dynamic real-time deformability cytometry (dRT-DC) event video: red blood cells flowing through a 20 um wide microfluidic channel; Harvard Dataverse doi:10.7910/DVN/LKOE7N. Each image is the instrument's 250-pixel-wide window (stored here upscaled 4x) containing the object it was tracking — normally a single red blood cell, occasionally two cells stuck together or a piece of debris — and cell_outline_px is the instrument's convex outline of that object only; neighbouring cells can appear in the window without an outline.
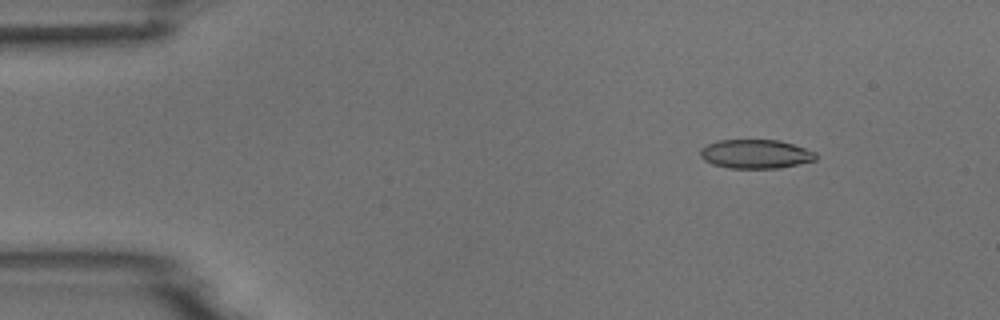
{"species": "common noctule bat (a hibernating species)", "species_latin": "Nyctalus noctula", "temperature_condition": "room temperature", "stored_images_in_passage": 47, "camera_frame_rate_fps": 3000, "um_per_image_px": 0.085, "animal": {"sex": "male", "body_mass_g": 18.8}, "frame": {"image": 1, "passage_image": 1, "time_ms": 0.0, "image_size_px": [1000, 320], "cell_outline_px": [[816, 160], [780, 168], [728, 168], [712, 164], [704, 160], [700, 156], [700, 148], [716, 140], [780, 140], [816, 152]], "centroid_in_image_um": [64.2, 13.09], "position_along_channel_um": 20.8, "area_um2": 19.54}}
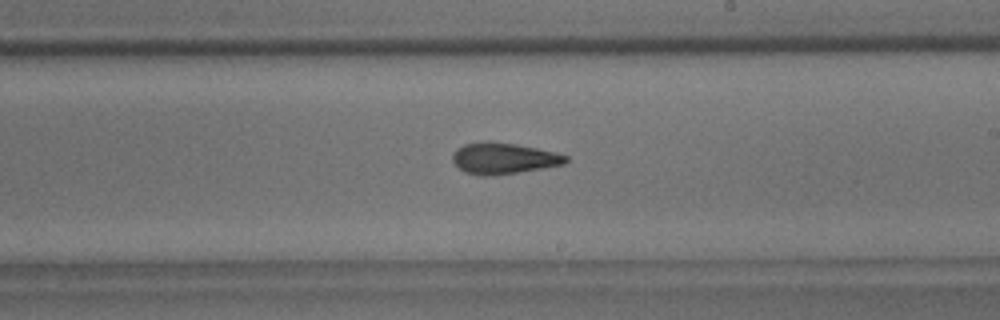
{"frame": {"image": 2, "passage_image": 25, "time_ms": 8.0, "image_size_px": [1000, 320], "cell_outline_px": [[568, 160], [564, 164], [544, 168], [492, 176], [480, 176], [464, 172], [452, 160], [452, 152], [456, 148], [464, 144], [484, 140], [488, 140], [516, 144], [556, 152], [568, 156]], "centroid_in_image_um": [42.77, 13.45], "position_along_channel_um": 246.2, "area_um2": 20.87}}
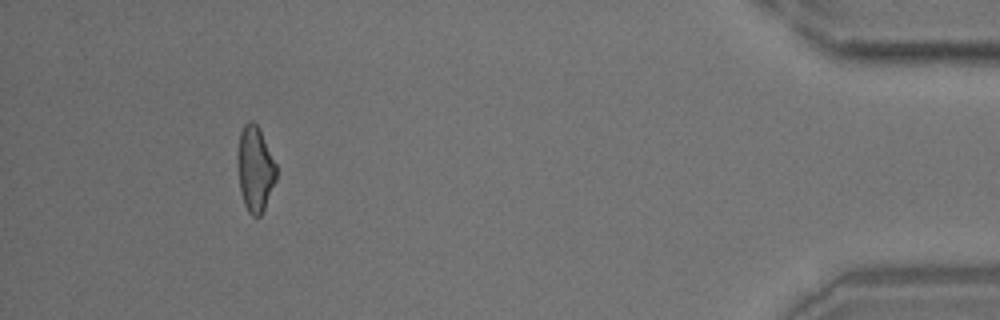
{"frame": {"image": 3, "passage_image": 43, "time_ms": 14.0, "image_size_px": [1000, 320], "cell_outline_px": [[276, 180], [264, 208], [260, 216], [252, 216], [248, 212], [244, 204], [240, 192], [236, 164], [236, 156], [240, 132], [244, 124], [248, 120], [252, 120], [260, 128], [276, 164]], "centroid_in_image_um": [21.65, 14.32], "position_along_channel_um": 413.5, "area_um2": 19.59}}